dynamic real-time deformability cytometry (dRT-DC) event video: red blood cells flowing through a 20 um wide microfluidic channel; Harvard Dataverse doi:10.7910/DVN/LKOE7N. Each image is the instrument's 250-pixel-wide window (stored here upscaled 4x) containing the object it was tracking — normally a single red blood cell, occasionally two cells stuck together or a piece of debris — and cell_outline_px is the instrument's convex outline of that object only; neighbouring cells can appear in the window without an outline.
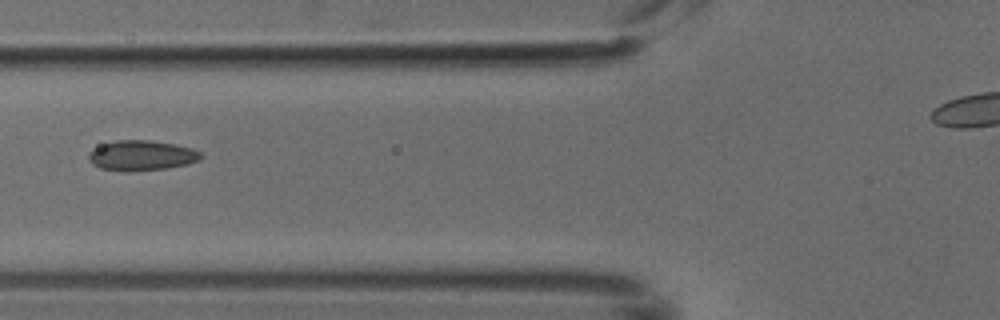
{"species": "common noctule bat (a hibernating species)", "species_latin": "Nyctalus noctula", "temperature_condition": "cold", "stored_images_in_passage": 7, "camera_frame_rate_fps": 3000, "um_per_image_px": 0.085, "animal": {"sex": "male", "body_mass_g": 18.8}, "frame": {"image": 1, "passage_image": 6, "time_ms": 1.667, "image_size_px": [1000, 320], "cell_outline_px": [[204, 156], [200, 160], [188, 164], [168, 168], [128, 172], [100, 168], [92, 164], [88, 160], [88, 152], [92, 148], [116, 140], [148, 140], [172, 144], [192, 148], [200, 152]], "centroid_in_image_um": [12.02, 13.23], "position_along_channel_um": 113.8, "area_um2": 19.88}}
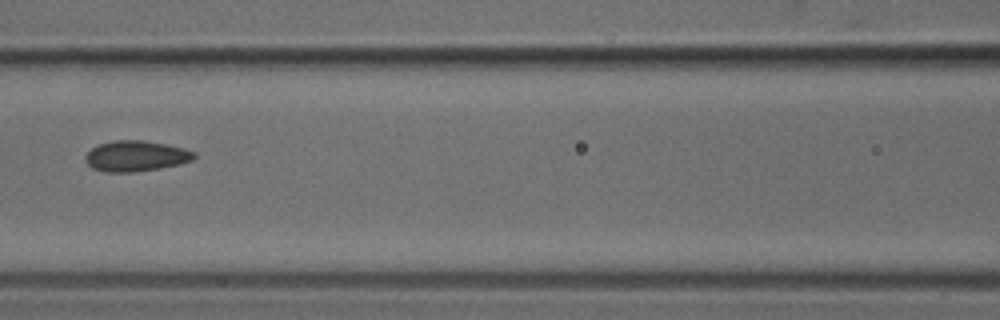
{"frame": {"image": 2, "passage_image": 7, "time_ms": 2.0, "image_size_px": [1000, 320], "cell_outline_px": [[196, 156], [192, 160], [180, 164], [160, 168], [132, 172], [104, 172], [92, 168], [84, 160], [84, 156], [92, 148], [100, 144], [112, 140], [144, 140], [168, 144], [184, 148], [196, 152]], "centroid_in_image_um": [11.55, 13.26], "position_along_channel_um": 155.0, "area_um2": 19.59}}